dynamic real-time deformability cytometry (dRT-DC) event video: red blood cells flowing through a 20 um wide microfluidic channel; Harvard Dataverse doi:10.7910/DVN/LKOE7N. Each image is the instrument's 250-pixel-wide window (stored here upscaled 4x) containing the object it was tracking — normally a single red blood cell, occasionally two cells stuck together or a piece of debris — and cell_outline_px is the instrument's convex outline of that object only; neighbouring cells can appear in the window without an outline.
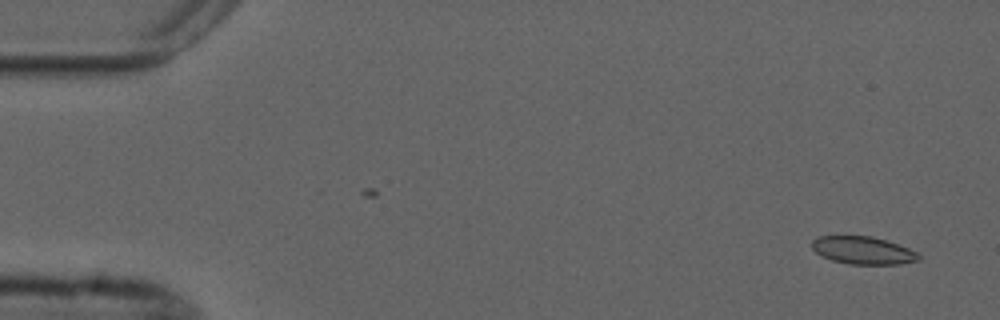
{"species": "common noctule bat (a hibernating species)", "species_latin": "Nyctalus noctula", "temperature_condition": "cold", "stored_images_in_passage": 2, "camera_frame_rate_fps": 3000, "um_per_image_px": 0.085, "animal": {"sex": "male", "forearm_length_mm": 52.5}, "frame": {"image": 1, "passage_image": 2, "time_ms": 1.333, "image_size_px": [1000, 320], "cell_outline_px": [[920, 260], [900, 264], [848, 264], [832, 260], [816, 252], [812, 248], [812, 240], [820, 236], [872, 236], [908, 248], [916, 252], [920, 256]], "centroid_in_image_um": [73.35, 21.28], "position_along_channel_um": 11.6, "area_um2": 16.99}}